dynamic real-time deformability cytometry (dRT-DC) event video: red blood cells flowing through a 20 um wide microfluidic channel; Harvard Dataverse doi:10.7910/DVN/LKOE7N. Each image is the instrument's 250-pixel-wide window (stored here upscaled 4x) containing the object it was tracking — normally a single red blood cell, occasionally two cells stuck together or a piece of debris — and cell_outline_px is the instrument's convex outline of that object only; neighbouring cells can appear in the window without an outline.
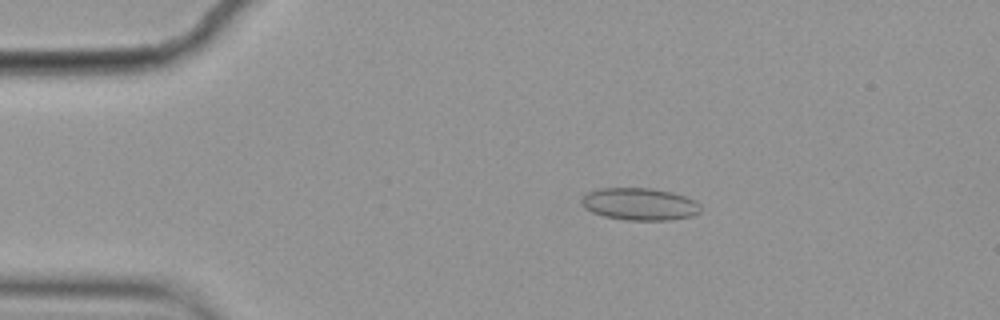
{"species": "common noctule bat (a hibernating species)", "species_latin": "Nyctalus noctula", "temperature_condition": "cold", "stored_images_in_passage": 8, "camera_frame_rate_fps": 3000, "um_per_image_px": 0.085, "animal": {"sex": "female", "body_mass_g": 19.9}, "frame": {"image": 1, "passage_image": 4, "time_ms": 1.0, "image_size_px": [1000, 320], "cell_outline_px": [[700, 212], [692, 216], [668, 220], [628, 220], [604, 216], [592, 212], [584, 208], [580, 204], [584, 196], [588, 192], [600, 188], [652, 188], [672, 192], [696, 200], [700, 204]], "centroid_in_image_um": [54.38, 17.34], "position_along_channel_um": 30.6, "area_um2": 22.43}}
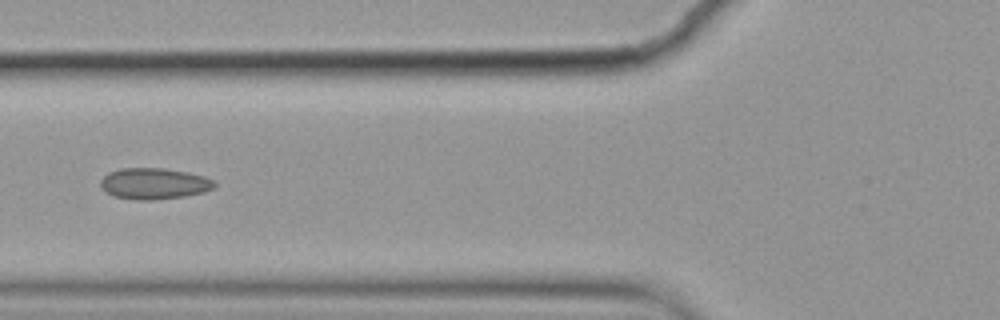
{"frame": {"image": 2, "passage_image": 7, "time_ms": 2.0, "image_size_px": [1000, 320], "cell_outline_px": [[216, 184], [212, 188], [204, 192], [184, 196], [152, 200], [132, 200], [112, 196], [100, 184], [100, 180], [108, 172], [120, 168], [164, 168], [188, 172], [204, 176], [212, 180]], "centroid_in_image_um": [13.07, 15.6], "position_along_channel_um": 112.7, "area_um2": 20.69}}
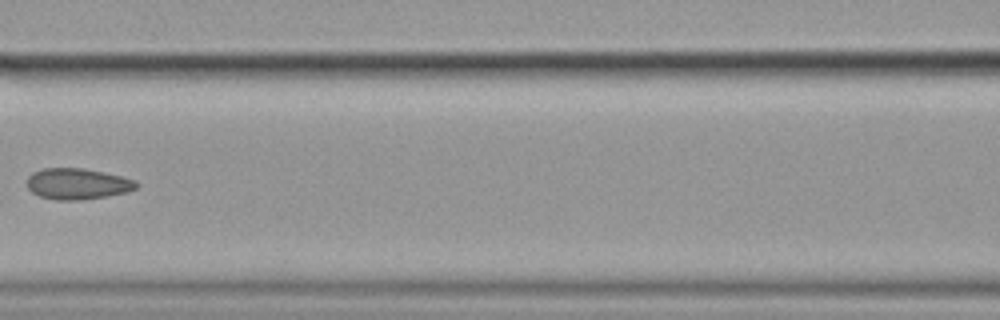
{"frame": {"image": 3, "passage_image": 8, "time_ms": 2.333, "image_size_px": [1000, 320], "cell_outline_px": [[140, 184], [136, 188], [128, 192], [80, 200], [56, 200], [40, 196], [32, 192], [28, 188], [28, 176], [32, 172], [44, 168], [84, 168], [120, 176], [136, 180]], "centroid_in_image_um": [6.59, 15.62], "position_along_channel_um": 160.0, "area_um2": 19.71}}